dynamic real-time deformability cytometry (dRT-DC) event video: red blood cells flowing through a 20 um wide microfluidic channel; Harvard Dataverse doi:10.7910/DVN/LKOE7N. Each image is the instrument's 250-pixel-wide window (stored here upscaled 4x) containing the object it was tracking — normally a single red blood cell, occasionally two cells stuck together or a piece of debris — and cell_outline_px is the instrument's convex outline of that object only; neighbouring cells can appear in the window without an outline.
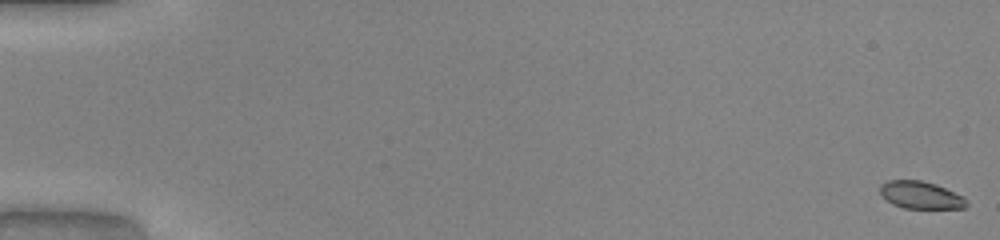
{"species": "common noctule bat (a hibernating species)", "species_latin": "Nyctalus noctula", "temperature_condition": "warm", "stored_images_in_passage": 53, "camera_frame_rate_fps": 3000, "um_per_image_px": 0.085, "animal": {"sex": "male", "body_mass_g": 20.0, "forearm_length_mm": 53.3}, "frame": {"image": 1, "passage_image": 1, "time_ms": 0.0, "image_size_px": [1000, 240], "cell_outline_px": [[968, 204], [964, 208], [904, 208], [892, 204], [880, 196], [880, 184], [888, 180], [920, 180], [936, 184], [964, 196], [968, 200]], "centroid_in_image_um": [78.25, 16.58], "position_along_channel_um": 6.7, "area_um2": 13.99}}
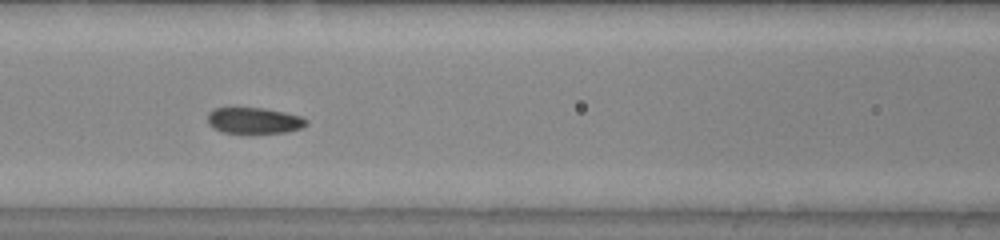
{"frame": {"image": 2, "passage_image": 25, "time_ms": 8.0, "image_size_px": [1000, 240], "cell_outline_px": [[308, 124], [300, 128], [288, 132], [224, 132], [212, 128], [208, 124], [208, 112], [216, 108], [264, 108], [284, 112], [300, 116], [308, 120]], "centroid_in_image_um": [21.6, 10.24], "position_along_channel_um": 145.0, "area_um2": 14.8}}
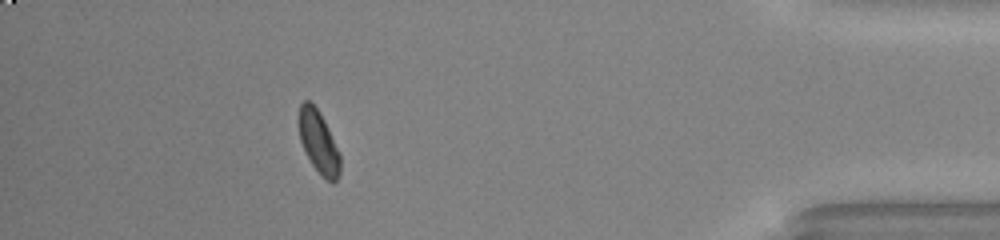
{"frame": {"image": 3, "passage_image": 48, "time_ms": 15.667, "image_size_px": [1000, 240], "cell_outline_px": [[340, 172], [336, 180], [332, 184], [312, 164], [300, 140], [296, 120], [300, 104], [304, 100], [308, 100], [320, 112], [340, 152]], "centroid_in_image_um": [27.05, 12.01], "position_along_channel_um": 408.1, "area_um2": 15.09}, "authors_computed_cell_mechanics": {"area_um2": 15.4326, "velocity_mm_per_s": 4.0535, "shape_relaxation_time_tau1_ms": null, "shape_relaxation_time_tau2_ms": 1.4397, "deformation_change_tau1": null, "deformation_change_tau2": 0.0644}}